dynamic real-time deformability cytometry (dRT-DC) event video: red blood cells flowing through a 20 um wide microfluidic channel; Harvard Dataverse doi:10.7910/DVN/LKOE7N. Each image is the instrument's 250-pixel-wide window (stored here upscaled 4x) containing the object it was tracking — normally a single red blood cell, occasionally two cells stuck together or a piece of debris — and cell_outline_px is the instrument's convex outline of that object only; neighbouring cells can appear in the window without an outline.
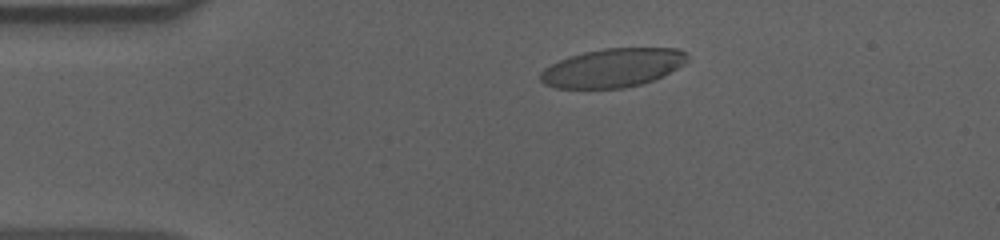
{"species": "human", "species_latin": "Homo sapiens", "temperature_condition": "cold", "stored_images_in_passage": 48, "camera_frame_rate_fps": 3000, "um_per_image_px": 0.085, "donor": {"sex": "male"}, "frame": {"image": 1, "passage_image": 3, "time_ms": 0.667, "image_size_px": [1000, 240], "cell_outline_px": [[688, 60], [684, 64], [652, 80], [640, 84], [624, 88], [556, 88], [544, 84], [540, 80], [540, 72], [544, 68], [568, 56], [584, 52], [604, 48], [680, 48], [688, 56]], "centroid_in_image_um": [52.05, 5.76], "position_along_channel_um": 32.9, "area_um2": 32.95}}
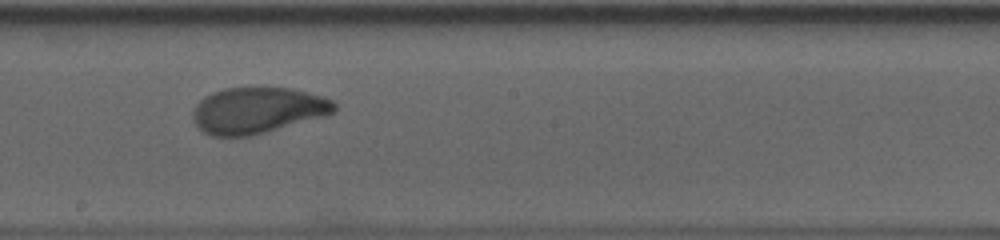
{"frame": {"image": 2, "passage_image": 23, "time_ms": 7.333, "image_size_px": [1000, 240], "cell_outline_px": [[336, 112], [324, 116], [264, 132], [248, 136], [212, 136], [204, 132], [196, 124], [192, 116], [192, 112], [196, 104], [204, 96], [212, 92], [224, 88], [292, 88], [324, 96], [332, 100], [336, 104]], "centroid_in_image_um": [21.89, 9.37], "position_along_channel_um": 226.3, "area_um2": 37.86}}
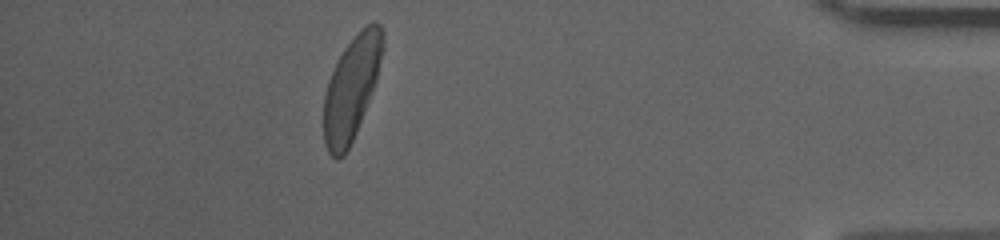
{"frame": {"image": 3, "passage_image": 42, "time_ms": 13.667, "image_size_px": [1000, 240], "cell_outline_px": [[384, 48], [376, 80], [356, 132], [344, 156], [336, 160], [328, 152], [324, 144], [324, 92], [328, 80], [344, 48], [368, 24], [376, 20], [380, 24], [384, 32]], "centroid_in_image_um": [29.88, 7.5], "position_along_channel_um": 405.3, "area_um2": 35.08}, "authors_computed_cell_mechanics": {"area_um2": 36.992, "velocity_mm_per_s": 3.6054, "shape_relaxation_time_tau1_ms": 3.7107, "shape_relaxation_time_tau2_ms": 0.9633, "deformation_change_tau1": 0.1765, "deformation_change_tau2": 0.0586}}